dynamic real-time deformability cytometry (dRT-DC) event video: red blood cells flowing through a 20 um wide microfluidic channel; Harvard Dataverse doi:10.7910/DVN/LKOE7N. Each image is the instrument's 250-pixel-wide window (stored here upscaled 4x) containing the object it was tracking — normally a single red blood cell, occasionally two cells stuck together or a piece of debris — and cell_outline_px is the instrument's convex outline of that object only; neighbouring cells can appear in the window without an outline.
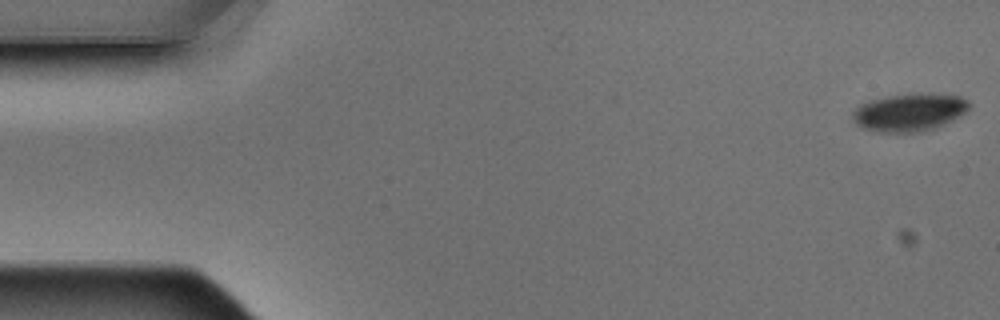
{"species": "Egyptian fruit bat (a non-hibernating species)", "species_latin": "Rousettus aegyptiacus", "temperature_condition": "warm", "stored_images_in_passage": 9, "camera_frame_rate_fps": 3000, "um_per_image_px": 0.085, "animal": {"sex": "male"}, "frame": {"image": 1, "passage_image": 1, "time_ms": 0.0, "image_size_px": [1000, 320], "cell_outline_px": [[972, 104], [964, 112], [952, 120], [932, 128], [920, 132], [876, 132], [864, 128], [856, 124], [852, 120], [852, 112], [860, 104], [868, 100], [888, 96], [916, 92], [920, 92], [960, 96], [968, 100]], "centroid_in_image_um": [77.26, 9.52], "position_along_channel_um": 7.7, "area_um2": 25.78}}
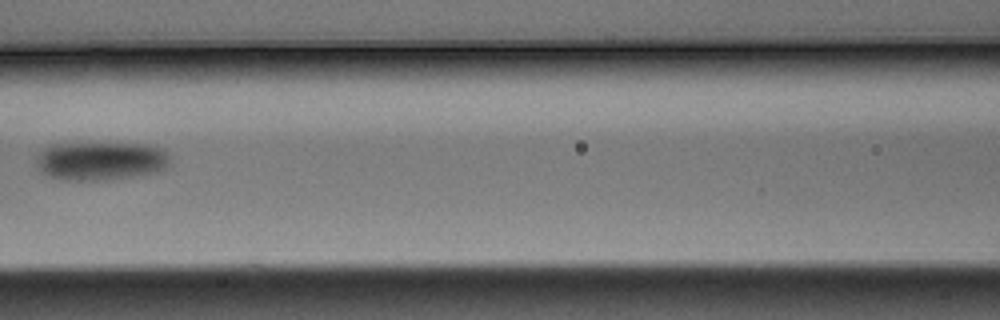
{"frame": {"image": 2, "passage_image": 7, "time_ms": 2.0, "image_size_px": [1000, 320], "cell_outline_px": [[168, 164], [164, 168], [156, 172], [132, 176], [104, 180], [64, 180], [52, 176], [36, 168], [36, 160], [40, 152], [44, 148], [52, 144], [148, 144], [160, 148], [168, 156]], "centroid_in_image_um": [8.53, 13.68], "position_along_channel_um": 158.1, "area_um2": 29.54}}
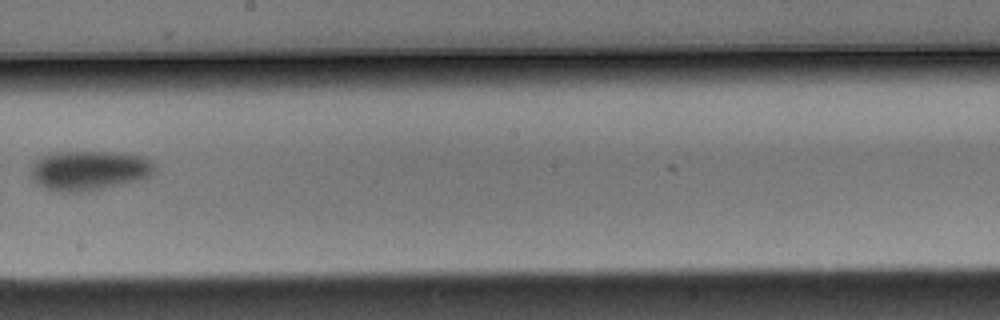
{"frame": {"image": 3, "passage_image": 9, "time_ms": 2.667, "image_size_px": [1000, 320], "cell_outline_px": [[156, 168], [152, 176], [144, 180], [80, 192], [56, 192], [36, 184], [32, 180], [28, 172], [28, 168], [40, 156], [48, 152], [120, 152], [144, 156]], "centroid_in_image_um": [7.52, 14.48], "position_along_channel_um": 240.7, "area_um2": 29.3}}